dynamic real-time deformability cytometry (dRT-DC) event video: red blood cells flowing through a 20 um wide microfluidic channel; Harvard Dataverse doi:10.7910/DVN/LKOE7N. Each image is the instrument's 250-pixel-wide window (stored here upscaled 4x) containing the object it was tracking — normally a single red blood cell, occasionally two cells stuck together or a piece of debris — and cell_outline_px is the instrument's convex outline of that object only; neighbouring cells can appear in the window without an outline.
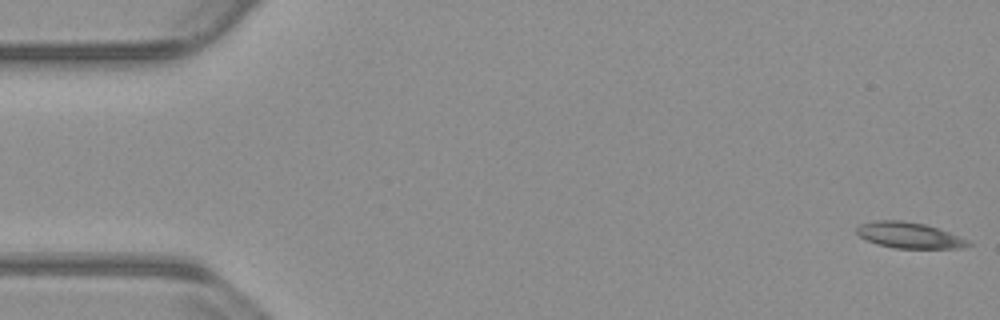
{"species": "common noctule bat (a hibernating species)", "species_latin": "Nyctalus noctula", "temperature_condition": "warm", "stored_images_in_passage": 54, "camera_frame_rate_fps": 3000, "um_per_image_px": 0.085, "animal": {"sex": "male", "body_mass_g": 23.1, "forearm_length_mm": 52.7}, "frame": {"image": 1, "passage_image": 1, "time_ms": 0.0, "image_size_px": [1000, 320], "cell_outline_px": [[972, 244], [964, 248], [892, 248], [876, 244], [860, 236], [856, 232], [856, 228], [860, 224], [876, 220], [904, 220], [924, 224], [948, 232], [968, 240]], "centroid_in_image_um": [77.26, 20.0], "position_along_channel_um": 7.7, "area_um2": 16.76}}
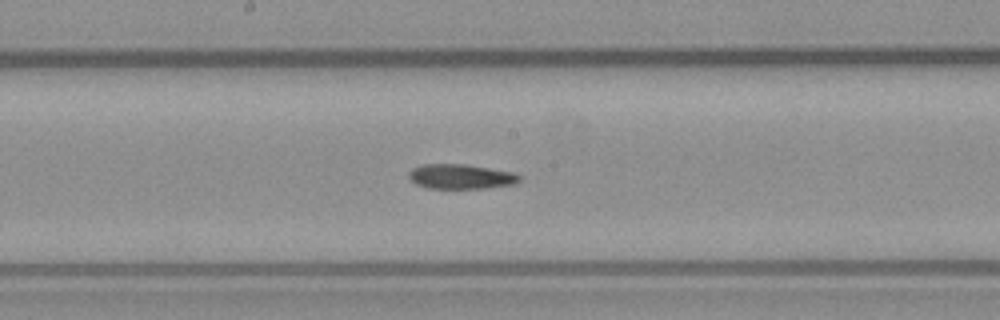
{"frame": {"image": 2, "passage_image": 28, "time_ms": 9.0, "image_size_px": [1000, 320], "cell_outline_px": [[520, 180], [516, 184], [484, 188], [428, 188], [416, 184], [408, 176], [408, 172], [412, 168], [420, 164], [464, 164], [512, 172], [520, 176]], "centroid_in_image_um": [39.14, 15.0], "position_along_channel_um": 209.1, "area_um2": 15.9}}
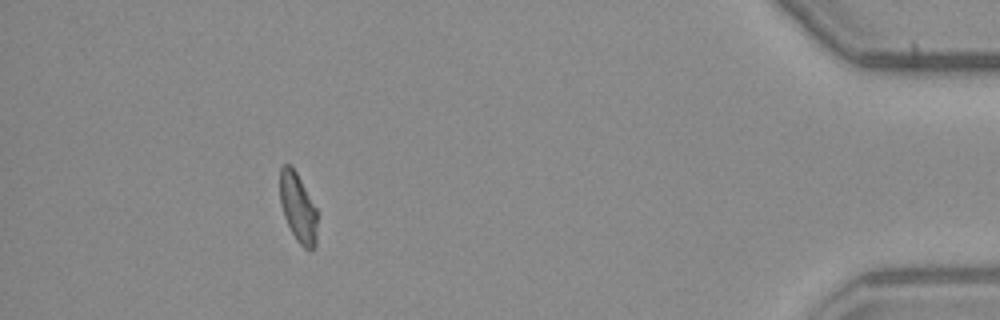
{"frame": {"image": 3, "passage_image": 49, "time_ms": 16.0, "image_size_px": [1000, 320], "cell_outline_px": [[316, 248], [312, 252], [304, 248], [296, 240], [284, 216], [280, 204], [280, 168], [284, 164], [292, 164], [316, 208]], "centroid_in_image_um": [25.32, 17.66], "position_along_channel_um": 409.9, "area_um2": 15.09}, "authors_computed_cell_mechanics": {"area_um2": 16.2418, "velocity_mm_per_s": 3.7934, "shape_relaxation_time_tau1_ms": null, "shape_relaxation_time_tau2_ms": 7.4628, "deformation_change_tau1": null, "deformation_change_tau2": 0.1514}}